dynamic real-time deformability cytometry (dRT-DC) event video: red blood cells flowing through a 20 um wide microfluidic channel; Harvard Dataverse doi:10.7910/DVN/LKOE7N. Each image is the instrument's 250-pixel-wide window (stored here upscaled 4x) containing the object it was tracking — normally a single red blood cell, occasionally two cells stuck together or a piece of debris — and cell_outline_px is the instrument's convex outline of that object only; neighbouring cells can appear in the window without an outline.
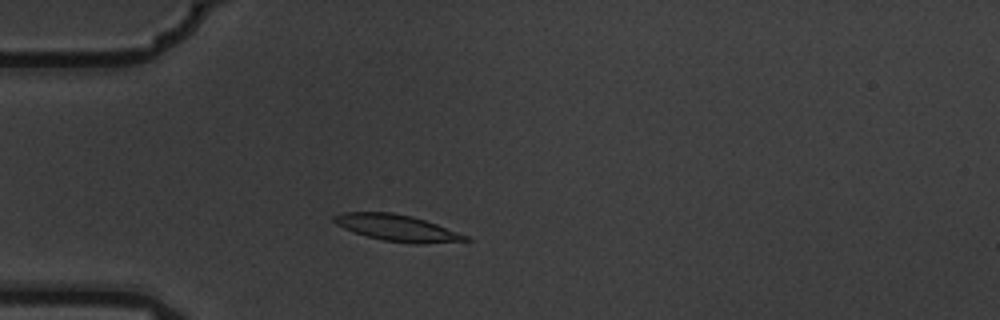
{"species": "common noctule bat (a hibernating species)", "species_latin": "Nyctalus noctula", "temperature_condition": "warm", "stored_images_in_passage": 3, "camera_frame_rate_fps": 3000, "um_per_image_px": 0.085, "animal": {"sex": "male", "body_mass_g": 19.5, "forearm_length_mm": 54.6}, "frame": {"image": 1, "passage_image": 3, "time_ms": 0.667, "image_size_px": [1000, 320], "cell_outline_px": [[472, 240], [420, 244], [412, 244], [384, 240], [368, 236], [344, 228], [336, 224], [332, 220], [332, 216], [340, 212], [392, 212], [412, 216], [436, 224], [468, 236]], "centroid_in_image_um": [33.73, 19.36], "position_along_channel_um": 51.3, "area_um2": 20.06}}